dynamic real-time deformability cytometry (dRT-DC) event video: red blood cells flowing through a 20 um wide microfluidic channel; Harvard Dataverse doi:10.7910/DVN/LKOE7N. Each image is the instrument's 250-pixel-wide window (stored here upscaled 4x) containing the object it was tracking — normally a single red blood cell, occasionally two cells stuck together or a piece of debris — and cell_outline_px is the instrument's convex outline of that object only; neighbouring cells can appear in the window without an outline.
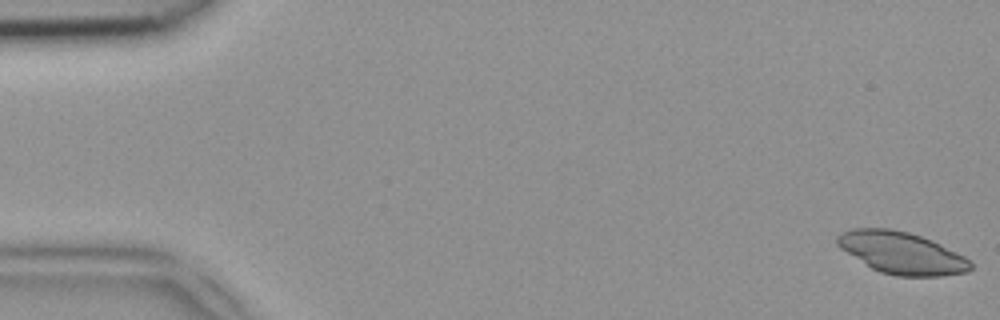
{"species": "common noctule bat (a hibernating species)", "species_latin": "Nyctalus noctula", "temperature_condition": "room temperature", "stored_images_in_passage": 50, "segment_of_instrument_passage": [1, 2], "camera_frame_rate_fps": 3000, "um_per_image_px": 0.085, "animal": {"sex": "female", "body_mass_g": 18.4}, "frame": {"image": 1, "passage_image": 1, "time_ms": 0.0, "image_size_px": [1000, 320], "cell_outline_px": [[972, 268], [968, 272], [940, 276], [896, 276], [880, 272], [872, 268], [840, 248], [836, 244], [836, 236], [840, 232], [852, 228], [888, 228], [908, 232], [932, 240], [972, 260]], "centroid_in_image_um": [76.64, 21.49], "position_along_channel_um": 8.4, "area_um2": 32.6}}